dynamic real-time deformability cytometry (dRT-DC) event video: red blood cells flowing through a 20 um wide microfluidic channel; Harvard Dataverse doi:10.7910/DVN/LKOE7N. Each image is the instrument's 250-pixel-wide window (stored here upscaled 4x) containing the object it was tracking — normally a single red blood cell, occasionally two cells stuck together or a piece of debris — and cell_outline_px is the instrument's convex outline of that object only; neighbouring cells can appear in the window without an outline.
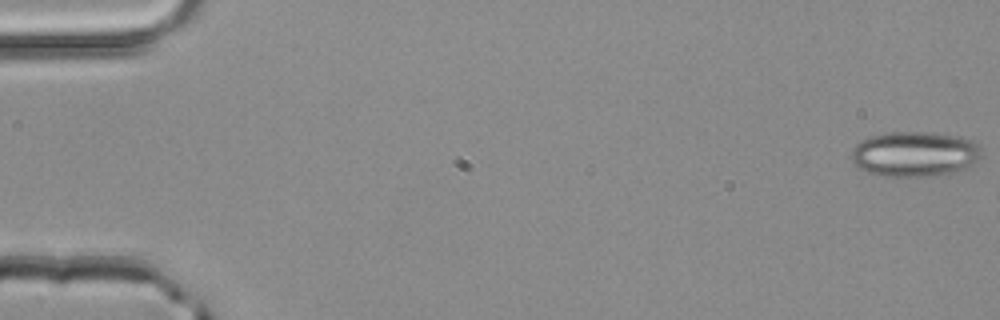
{"species": "common noctule bat (a hibernating species)", "species_latin": "Nyctalus noctula", "temperature_condition": "room temperature", "stored_images_in_passage": 3, "camera_frame_rate_fps": 3000, "um_per_image_px": 0.085, "animal": {"sex": "male", "body_mass_g": 20.4}, "frame": {"image": 1, "passage_image": 1, "time_ms": 0.0, "image_size_px": [1000, 320], "cell_outline_px": [[984, 148], [980, 160], [968, 168], [956, 172], [932, 176], [884, 176], [868, 172], [856, 168], [852, 160], [852, 148], [860, 140], [872, 136], [888, 132], [928, 132], [960, 136], [972, 140], [980, 144]], "centroid_in_image_um": [77.81, 13.09], "position_along_channel_um": 7.2, "area_um2": 34.91}}